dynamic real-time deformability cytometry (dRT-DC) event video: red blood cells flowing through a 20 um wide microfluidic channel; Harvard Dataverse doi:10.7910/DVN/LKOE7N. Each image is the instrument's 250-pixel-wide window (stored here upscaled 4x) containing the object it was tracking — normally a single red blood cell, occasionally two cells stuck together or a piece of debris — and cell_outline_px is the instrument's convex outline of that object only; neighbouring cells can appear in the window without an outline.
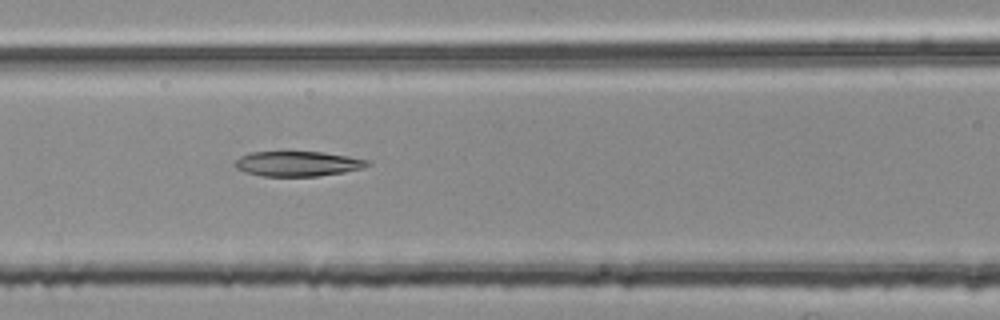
{"species": "common noctule bat (a hibernating species)", "species_latin": "Nyctalus noctula", "temperature_condition": "room temperature", "stored_images_in_passage": 39, "segment_of_instrument_passage": [2, 2], "camera_frame_rate_fps": 3000, "um_per_image_px": 0.085, "animal": {"sex": "female", "body_mass_g": 25.1}, "frame": {"image": 1, "passage_image": 23, "time_ms": 7.333, "image_size_px": [1000, 320], "cell_outline_px": [[372, 164], [364, 168], [344, 172], [320, 176], [264, 176], [248, 172], [236, 168], [236, 160], [240, 156], [248, 152], [324, 152], [372, 160]], "centroid_in_image_um": [25.39, 13.91], "position_along_channel_um": 141.2, "area_um2": 19.36}}
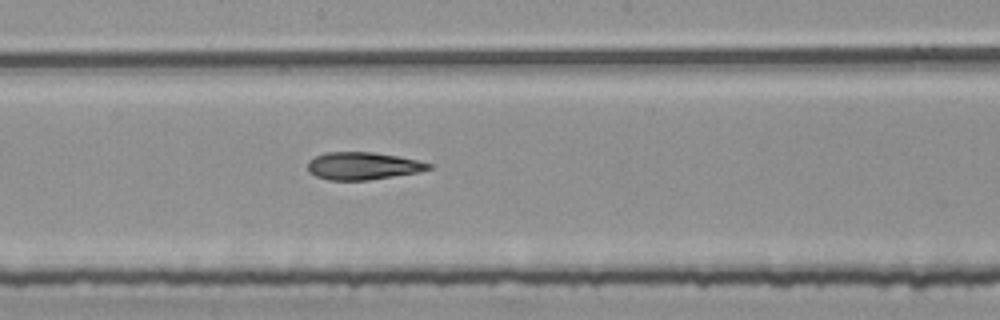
{"frame": {"image": 2, "passage_image": 29, "time_ms": 9.333, "image_size_px": [1000, 320], "cell_outline_px": [[432, 168], [420, 172], [368, 180], [328, 180], [316, 176], [308, 172], [308, 160], [324, 152], [372, 152], [396, 156], [416, 160], [432, 164]], "centroid_in_image_um": [30.82, 14.1], "position_along_channel_um": 217.4, "area_um2": 19.36}}
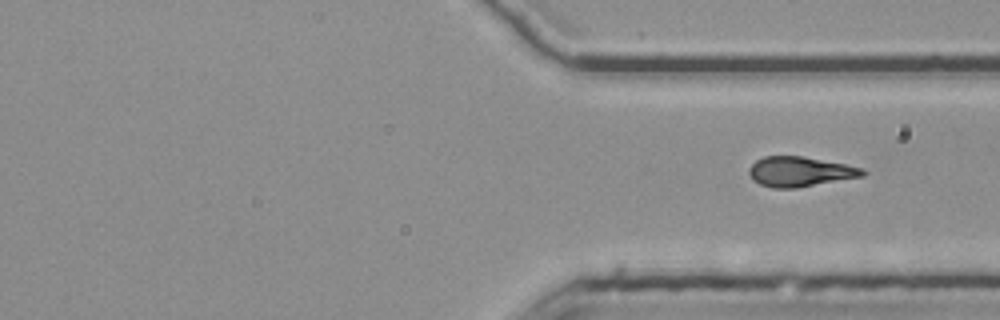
{"frame": {"image": 3, "passage_image": 39, "time_ms": 12.667, "image_size_px": [1000, 320], "cell_outline_px": [[868, 172], [864, 176], [796, 188], [772, 188], [760, 184], [752, 180], [748, 172], [748, 168], [756, 160], [764, 156], [804, 156], [864, 168]], "centroid_in_image_um": [67.99, 14.59], "position_along_channel_um": 343.4, "area_um2": 19.94}}